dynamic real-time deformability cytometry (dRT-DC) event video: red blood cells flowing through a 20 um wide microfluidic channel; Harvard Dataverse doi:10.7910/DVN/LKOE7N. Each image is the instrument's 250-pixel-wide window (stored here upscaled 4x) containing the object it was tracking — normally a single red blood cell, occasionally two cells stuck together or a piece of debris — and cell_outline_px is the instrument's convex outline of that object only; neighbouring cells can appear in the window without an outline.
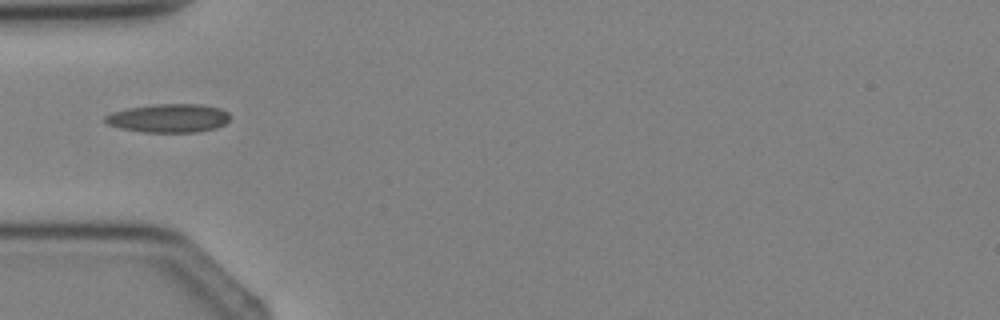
{"species": "Egyptian fruit bat (a non-hibernating species)", "species_latin": "Rousettus aegyptiacus", "temperature_condition": "cold", "stored_images_in_passage": 1, "camera_frame_rate_fps": 3000, "um_per_image_px": 0.085, "animal": {"sex": "female"}, "frame": {"image": 1, "passage_image": 1, "time_ms": 0.0, "image_size_px": [1000, 320], "cell_outline_px": [[232, 116], [224, 124], [216, 128], [196, 132], [144, 132], [120, 128], [108, 124], [104, 120], [104, 116], [112, 112], [128, 108], [156, 104], [200, 104], [220, 108], [228, 112]], "centroid_in_image_um": [14.36, 10.04], "position_along_channel_um": 70.6, "area_um2": 20.81}}